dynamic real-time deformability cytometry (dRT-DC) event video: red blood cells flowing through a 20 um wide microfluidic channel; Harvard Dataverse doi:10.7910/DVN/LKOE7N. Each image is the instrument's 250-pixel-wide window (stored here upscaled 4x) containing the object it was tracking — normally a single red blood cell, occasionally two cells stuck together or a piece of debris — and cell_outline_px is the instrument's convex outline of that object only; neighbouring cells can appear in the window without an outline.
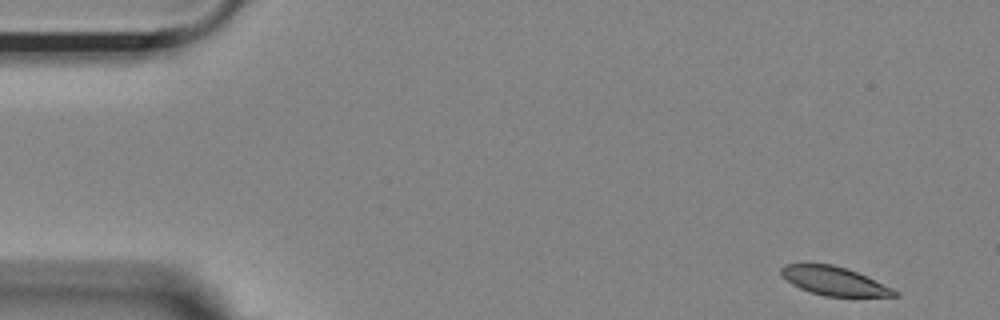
{"species": "Egyptian fruit bat (a non-hibernating species)", "species_latin": "Rousettus aegyptiacus", "temperature_condition": "room temperature", "stored_images_in_passage": 6, "camera_frame_rate_fps": 3000, "um_per_image_px": 0.085, "animal": {"sex": "female"}, "frame": {"image": 1, "passage_image": 1, "time_ms": 0.0, "image_size_px": [1000, 320], "cell_outline_px": [[900, 296], [824, 296], [800, 288], [792, 284], [780, 276], [780, 268], [784, 264], [832, 264], [856, 272], [892, 288], [900, 292]], "centroid_in_image_um": [70.87, 23.88], "position_along_channel_um": 14.1, "area_um2": 18.67}}